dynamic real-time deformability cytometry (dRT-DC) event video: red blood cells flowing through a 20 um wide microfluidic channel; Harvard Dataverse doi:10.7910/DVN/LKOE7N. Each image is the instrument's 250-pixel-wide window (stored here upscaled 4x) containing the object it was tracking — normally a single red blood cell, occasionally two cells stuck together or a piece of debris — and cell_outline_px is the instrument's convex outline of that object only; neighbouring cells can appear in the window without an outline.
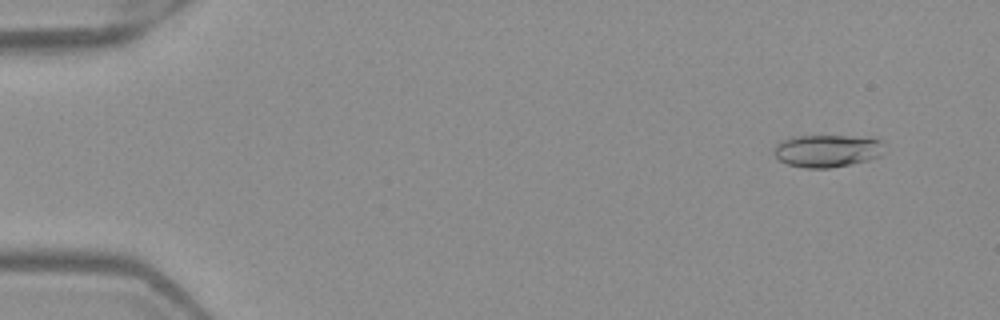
{"species": "Egyptian fruit bat (a non-hibernating species)", "species_latin": "Rousettus aegyptiacus", "temperature_condition": "warm", "stored_images_in_passage": 52, "camera_frame_rate_fps": 3000, "um_per_image_px": 0.085, "frame": {"image": 1, "passage_image": 5, "time_ms": 1.333, "image_size_px": [1000, 320], "cell_outline_px": [[884, 144], [880, 156], [868, 160], [852, 164], [828, 168], [804, 168], [788, 164], [780, 160], [776, 156], [776, 144], [792, 136], [852, 136], [880, 140]], "centroid_in_image_um": [70.32, 12.82], "position_along_channel_um": 14.7, "area_um2": 20.63}}
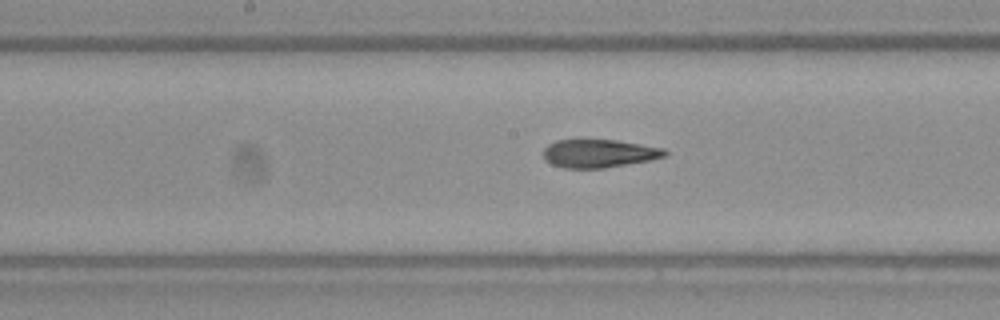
{"frame": {"image": 2, "passage_image": 28, "time_ms": 9.0, "image_size_px": [1000, 320], "cell_outline_px": [[668, 152], [664, 156], [648, 160], [604, 168], [564, 168], [552, 164], [544, 160], [544, 148], [548, 144], [556, 140], [616, 140], [664, 148]], "centroid_in_image_um": [50.88, 13.04], "position_along_channel_um": 197.3, "area_um2": 19.77}}
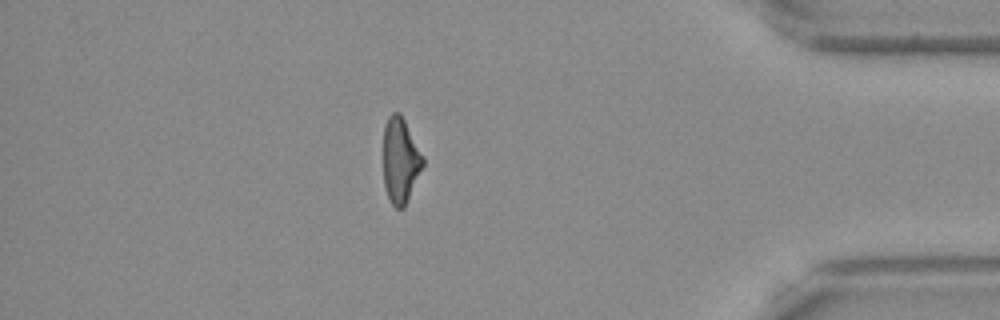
{"frame": {"image": 3, "passage_image": 46, "time_ms": 15.0, "image_size_px": [1000, 320], "cell_outline_px": [[424, 164], [404, 208], [396, 208], [392, 204], [388, 196], [384, 184], [384, 124], [388, 116], [392, 112], [400, 112], [424, 156]], "centroid_in_image_um": [34.04, 13.6], "position_along_channel_um": 401.2, "area_um2": 19.65}, "authors_computed_cell_mechanics": {"area_um2": 20.6346, "velocity_mm_per_s": 3.9981, "shape_relaxation_time_tau1_ms": null, "shape_relaxation_time_tau2_ms": 2.2976, "deformation_change_tau1": null, "deformation_change_tau2": 0.1226}}